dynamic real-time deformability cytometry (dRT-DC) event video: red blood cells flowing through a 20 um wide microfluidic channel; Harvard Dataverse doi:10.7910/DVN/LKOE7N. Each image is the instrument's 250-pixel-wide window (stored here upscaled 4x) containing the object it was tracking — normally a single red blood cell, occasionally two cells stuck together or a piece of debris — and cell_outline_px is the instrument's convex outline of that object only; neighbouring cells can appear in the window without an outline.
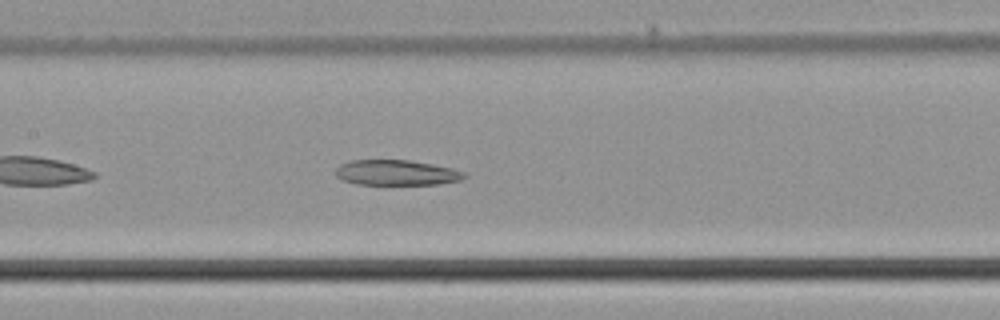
{"species": "common noctule bat (a hibernating species)", "species_latin": "Nyctalus noctula", "temperature_condition": "cold", "stored_images_in_passage": 38, "camera_frame_rate_fps": 3000, "um_per_image_px": 0.085, "animal": {"sex": "male", "body_mass_g": 21.5, "forearm_length_mm": 52.0}, "frame": {"image": 1, "passage_image": 11, "time_ms": 3.333, "image_size_px": [1000, 320], "cell_outline_px": [[468, 176], [460, 180], [436, 184], [356, 184], [344, 180], [336, 176], [336, 168], [340, 164], [352, 160], [408, 160], [432, 164], [452, 168], [464, 172]], "centroid_in_image_um": [33.7, 14.67], "position_along_channel_um": 173.7, "area_um2": 18.84}}
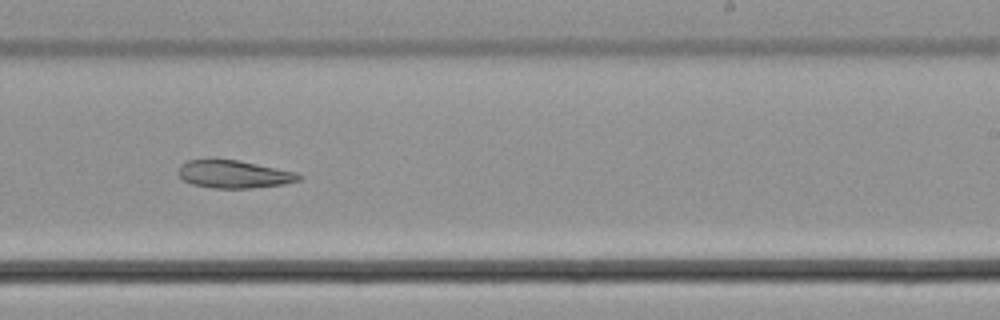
{"frame": {"image": 2, "passage_image": 18, "time_ms": 5.667, "image_size_px": [1000, 320], "cell_outline_px": [[304, 176], [300, 180], [284, 184], [252, 188], [212, 188], [192, 184], [184, 180], [176, 172], [180, 164], [188, 160], [236, 160], [296, 172]], "centroid_in_image_um": [19.88, 14.82], "position_along_channel_um": 269.1, "area_um2": 19.36}}
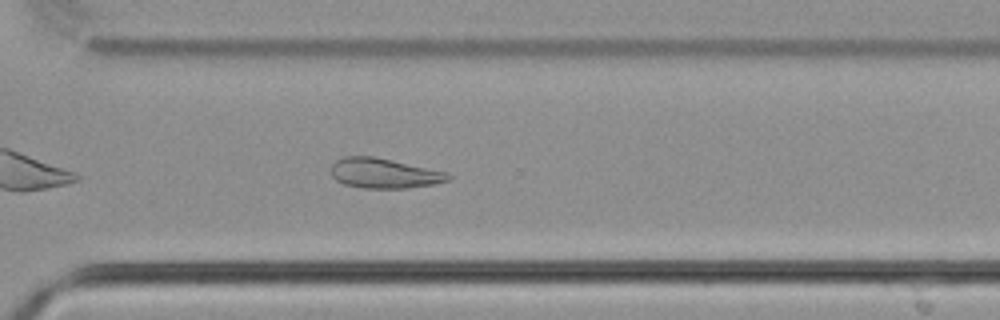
{"frame": {"image": 3, "passage_image": 23, "time_ms": 7.333, "image_size_px": [1000, 320], "cell_outline_px": [[452, 180], [436, 184], [408, 188], [364, 188], [344, 184], [336, 180], [332, 176], [332, 164], [336, 160], [344, 156], [372, 156], [392, 160], [444, 172], [452, 176]], "centroid_in_image_um": [32.65, 14.74], "position_along_channel_um": 338.0, "area_um2": 20.35}}